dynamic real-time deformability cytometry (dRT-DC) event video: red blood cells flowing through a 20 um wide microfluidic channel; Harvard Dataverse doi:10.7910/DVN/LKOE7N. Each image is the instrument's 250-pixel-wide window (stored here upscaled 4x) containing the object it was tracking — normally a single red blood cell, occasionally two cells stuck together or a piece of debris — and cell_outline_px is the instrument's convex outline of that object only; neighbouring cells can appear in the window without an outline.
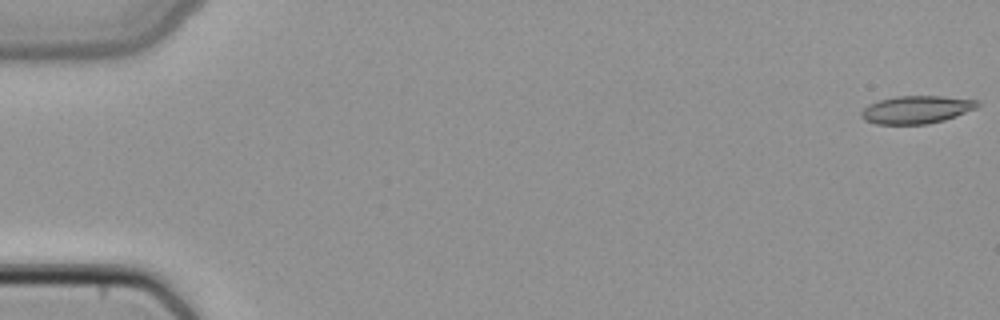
{"species": "common noctule bat (a hibernating species)", "species_latin": "Nyctalus noctula", "temperature_condition": "cold", "stored_images_in_passage": 6, "segment_of_instrument_passage": [1, 2], "camera_frame_rate_fps": 3000, "um_per_image_px": 0.085, "animal": {"sex": "female", "body_mass_g": 22.7, "forearm_length_mm": 54.2}, "frame": {"image": 1, "passage_image": 1, "time_ms": 0.0, "image_size_px": [1000, 320], "cell_outline_px": [[980, 104], [976, 108], [956, 116], [944, 120], [928, 124], [876, 124], [864, 120], [860, 116], [860, 112], [868, 104], [876, 100], [896, 96], [944, 96], [976, 100]], "centroid_in_image_um": [77.85, 9.31], "position_along_channel_um": 7.1, "area_um2": 18.96}}
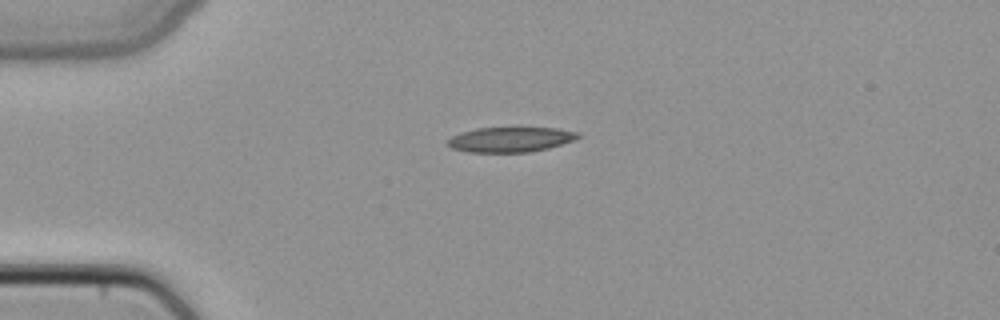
{"frame": {"image": 2, "passage_image": 4, "time_ms": 1.0, "image_size_px": [1000, 320], "cell_outline_px": [[580, 136], [572, 140], [548, 148], [528, 152], [468, 152], [452, 148], [448, 144], [448, 140], [452, 136], [460, 132], [476, 128], [556, 128], [580, 132]], "centroid_in_image_um": [43.37, 11.85], "position_along_channel_um": 41.6, "area_um2": 18.79}}